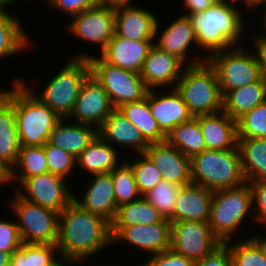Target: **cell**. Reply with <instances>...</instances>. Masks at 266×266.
I'll return each instance as SVG.
<instances>
[{
    "mask_svg": "<svg viewBox=\"0 0 266 266\" xmlns=\"http://www.w3.org/2000/svg\"><path fill=\"white\" fill-rule=\"evenodd\" d=\"M253 44H255V53L259 62V67L261 71L262 79L266 82V42L260 38L257 34L255 38L252 39Z\"/></svg>",
    "mask_w": 266,
    "mask_h": 266,
    "instance_id": "48",
    "label": "cell"
},
{
    "mask_svg": "<svg viewBox=\"0 0 266 266\" xmlns=\"http://www.w3.org/2000/svg\"><path fill=\"white\" fill-rule=\"evenodd\" d=\"M118 110L149 143L166 140L167 136L160 130L157 120L151 114L147 94L142 100L124 104Z\"/></svg>",
    "mask_w": 266,
    "mask_h": 266,
    "instance_id": "31",
    "label": "cell"
},
{
    "mask_svg": "<svg viewBox=\"0 0 266 266\" xmlns=\"http://www.w3.org/2000/svg\"><path fill=\"white\" fill-rule=\"evenodd\" d=\"M66 262H73V261H70V260H66V259H60L54 266H67L66 265ZM65 263V264H64Z\"/></svg>",
    "mask_w": 266,
    "mask_h": 266,
    "instance_id": "56",
    "label": "cell"
},
{
    "mask_svg": "<svg viewBox=\"0 0 266 266\" xmlns=\"http://www.w3.org/2000/svg\"><path fill=\"white\" fill-rule=\"evenodd\" d=\"M93 181H88V186L84 194V198L74 195V202L83 210L99 215L109 221H113L117 204L114 193V185L110 172L93 174Z\"/></svg>",
    "mask_w": 266,
    "mask_h": 266,
    "instance_id": "21",
    "label": "cell"
},
{
    "mask_svg": "<svg viewBox=\"0 0 266 266\" xmlns=\"http://www.w3.org/2000/svg\"><path fill=\"white\" fill-rule=\"evenodd\" d=\"M155 40H129L116 33L100 54L108 64L132 72L141 73L144 61Z\"/></svg>",
    "mask_w": 266,
    "mask_h": 266,
    "instance_id": "18",
    "label": "cell"
},
{
    "mask_svg": "<svg viewBox=\"0 0 266 266\" xmlns=\"http://www.w3.org/2000/svg\"><path fill=\"white\" fill-rule=\"evenodd\" d=\"M127 161V162H126ZM111 171L117 207L138 200V192L131 164L128 160Z\"/></svg>",
    "mask_w": 266,
    "mask_h": 266,
    "instance_id": "37",
    "label": "cell"
},
{
    "mask_svg": "<svg viewBox=\"0 0 266 266\" xmlns=\"http://www.w3.org/2000/svg\"><path fill=\"white\" fill-rule=\"evenodd\" d=\"M194 266H233L229 248L222 243L211 254L196 260Z\"/></svg>",
    "mask_w": 266,
    "mask_h": 266,
    "instance_id": "47",
    "label": "cell"
},
{
    "mask_svg": "<svg viewBox=\"0 0 266 266\" xmlns=\"http://www.w3.org/2000/svg\"><path fill=\"white\" fill-rule=\"evenodd\" d=\"M221 244L208 222H171L170 249L186 258L193 261L202 259Z\"/></svg>",
    "mask_w": 266,
    "mask_h": 266,
    "instance_id": "11",
    "label": "cell"
},
{
    "mask_svg": "<svg viewBox=\"0 0 266 266\" xmlns=\"http://www.w3.org/2000/svg\"><path fill=\"white\" fill-rule=\"evenodd\" d=\"M230 241L224 244L229 248L233 266H266V255L262 245L253 237L239 241Z\"/></svg>",
    "mask_w": 266,
    "mask_h": 266,
    "instance_id": "38",
    "label": "cell"
},
{
    "mask_svg": "<svg viewBox=\"0 0 266 266\" xmlns=\"http://www.w3.org/2000/svg\"><path fill=\"white\" fill-rule=\"evenodd\" d=\"M213 192L190 183L182 186L174 207V222H208Z\"/></svg>",
    "mask_w": 266,
    "mask_h": 266,
    "instance_id": "24",
    "label": "cell"
},
{
    "mask_svg": "<svg viewBox=\"0 0 266 266\" xmlns=\"http://www.w3.org/2000/svg\"><path fill=\"white\" fill-rule=\"evenodd\" d=\"M112 245L111 223L74 200L59 213L57 248L62 259L83 262Z\"/></svg>",
    "mask_w": 266,
    "mask_h": 266,
    "instance_id": "1",
    "label": "cell"
},
{
    "mask_svg": "<svg viewBox=\"0 0 266 266\" xmlns=\"http://www.w3.org/2000/svg\"><path fill=\"white\" fill-rule=\"evenodd\" d=\"M191 42L197 45L196 35L191 25V21L186 15L178 17L175 21H172L159 35V40L154 42V45L169 54L175 55L182 60L186 65H195L208 60V57L192 56L191 60L187 58V50ZM202 57V58H200ZM188 64H187V63Z\"/></svg>",
    "mask_w": 266,
    "mask_h": 266,
    "instance_id": "22",
    "label": "cell"
},
{
    "mask_svg": "<svg viewBox=\"0 0 266 266\" xmlns=\"http://www.w3.org/2000/svg\"><path fill=\"white\" fill-rule=\"evenodd\" d=\"M253 206L251 186L247 182L236 188L214 191L208 219L213 234L222 243L231 241Z\"/></svg>",
    "mask_w": 266,
    "mask_h": 266,
    "instance_id": "6",
    "label": "cell"
},
{
    "mask_svg": "<svg viewBox=\"0 0 266 266\" xmlns=\"http://www.w3.org/2000/svg\"><path fill=\"white\" fill-rule=\"evenodd\" d=\"M44 151L48 163V172L67 180L66 178L75 168L77 159L67 151L48 142L44 145Z\"/></svg>",
    "mask_w": 266,
    "mask_h": 266,
    "instance_id": "42",
    "label": "cell"
},
{
    "mask_svg": "<svg viewBox=\"0 0 266 266\" xmlns=\"http://www.w3.org/2000/svg\"><path fill=\"white\" fill-rule=\"evenodd\" d=\"M181 187V185L162 180L152 190L143 195V197L148 203L152 204L165 219L174 222V207L176 197Z\"/></svg>",
    "mask_w": 266,
    "mask_h": 266,
    "instance_id": "39",
    "label": "cell"
},
{
    "mask_svg": "<svg viewBox=\"0 0 266 266\" xmlns=\"http://www.w3.org/2000/svg\"><path fill=\"white\" fill-rule=\"evenodd\" d=\"M242 46H234L208 57L215 68L222 95L238 87H244L262 79L256 53Z\"/></svg>",
    "mask_w": 266,
    "mask_h": 266,
    "instance_id": "10",
    "label": "cell"
},
{
    "mask_svg": "<svg viewBox=\"0 0 266 266\" xmlns=\"http://www.w3.org/2000/svg\"><path fill=\"white\" fill-rule=\"evenodd\" d=\"M263 4H265L264 6H266V0H264L260 5L263 6Z\"/></svg>",
    "mask_w": 266,
    "mask_h": 266,
    "instance_id": "59",
    "label": "cell"
},
{
    "mask_svg": "<svg viewBox=\"0 0 266 266\" xmlns=\"http://www.w3.org/2000/svg\"><path fill=\"white\" fill-rule=\"evenodd\" d=\"M18 167L20 169H18ZM16 168V170L14 169ZM18 169V170H17ZM19 171V172H18ZM48 172V163L43 146H20L18 159L13 168L6 174V183L19 181Z\"/></svg>",
    "mask_w": 266,
    "mask_h": 266,
    "instance_id": "32",
    "label": "cell"
},
{
    "mask_svg": "<svg viewBox=\"0 0 266 266\" xmlns=\"http://www.w3.org/2000/svg\"><path fill=\"white\" fill-rule=\"evenodd\" d=\"M163 219L158 210L141 196L136 201L118 207L111 226L153 224Z\"/></svg>",
    "mask_w": 266,
    "mask_h": 266,
    "instance_id": "35",
    "label": "cell"
},
{
    "mask_svg": "<svg viewBox=\"0 0 266 266\" xmlns=\"http://www.w3.org/2000/svg\"><path fill=\"white\" fill-rule=\"evenodd\" d=\"M237 138H266V101L237 120Z\"/></svg>",
    "mask_w": 266,
    "mask_h": 266,
    "instance_id": "40",
    "label": "cell"
},
{
    "mask_svg": "<svg viewBox=\"0 0 266 266\" xmlns=\"http://www.w3.org/2000/svg\"><path fill=\"white\" fill-rule=\"evenodd\" d=\"M230 1H237V0H230ZM245 4L244 5H247V0H244Z\"/></svg>",
    "mask_w": 266,
    "mask_h": 266,
    "instance_id": "60",
    "label": "cell"
},
{
    "mask_svg": "<svg viewBox=\"0 0 266 266\" xmlns=\"http://www.w3.org/2000/svg\"><path fill=\"white\" fill-rule=\"evenodd\" d=\"M57 253L56 245L22 243L11 255L10 266H54L61 259Z\"/></svg>",
    "mask_w": 266,
    "mask_h": 266,
    "instance_id": "36",
    "label": "cell"
},
{
    "mask_svg": "<svg viewBox=\"0 0 266 266\" xmlns=\"http://www.w3.org/2000/svg\"><path fill=\"white\" fill-rule=\"evenodd\" d=\"M253 237L262 245L266 255V237L263 238L259 235H254Z\"/></svg>",
    "mask_w": 266,
    "mask_h": 266,
    "instance_id": "52",
    "label": "cell"
},
{
    "mask_svg": "<svg viewBox=\"0 0 266 266\" xmlns=\"http://www.w3.org/2000/svg\"><path fill=\"white\" fill-rule=\"evenodd\" d=\"M98 136L111 146L113 144L133 147L136 153L141 154L150 143L142 133L134 127L118 109H114L98 128Z\"/></svg>",
    "mask_w": 266,
    "mask_h": 266,
    "instance_id": "26",
    "label": "cell"
},
{
    "mask_svg": "<svg viewBox=\"0 0 266 266\" xmlns=\"http://www.w3.org/2000/svg\"><path fill=\"white\" fill-rule=\"evenodd\" d=\"M114 109L107 92L91 74L83 83L68 118L98 129Z\"/></svg>",
    "mask_w": 266,
    "mask_h": 266,
    "instance_id": "15",
    "label": "cell"
},
{
    "mask_svg": "<svg viewBox=\"0 0 266 266\" xmlns=\"http://www.w3.org/2000/svg\"><path fill=\"white\" fill-rule=\"evenodd\" d=\"M47 4H50L65 12L69 17L81 13L82 11L93 8L100 4V0H45Z\"/></svg>",
    "mask_w": 266,
    "mask_h": 266,
    "instance_id": "46",
    "label": "cell"
},
{
    "mask_svg": "<svg viewBox=\"0 0 266 266\" xmlns=\"http://www.w3.org/2000/svg\"><path fill=\"white\" fill-rule=\"evenodd\" d=\"M166 140L189 158L206 149L205 139L196 117L176 125Z\"/></svg>",
    "mask_w": 266,
    "mask_h": 266,
    "instance_id": "34",
    "label": "cell"
},
{
    "mask_svg": "<svg viewBox=\"0 0 266 266\" xmlns=\"http://www.w3.org/2000/svg\"><path fill=\"white\" fill-rule=\"evenodd\" d=\"M19 22L9 11H0V59L18 55L31 46V41Z\"/></svg>",
    "mask_w": 266,
    "mask_h": 266,
    "instance_id": "33",
    "label": "cell"
},
{
    "mask_svg": "<svg viewBox=\"0 0 266 266\" xmlns=\"http://www.w3.org/2000/svg\"><path fill=\"white\" fill-rule=\"evenodd\" d=\"M175 89L193 117L223 110V95L215 68L205 61L186 65Z\"/></svg>",
    "mask_w": 266,
    "mask_h": 266,
    "instance_id": "5",
    "label": "cell"
},
{
    "mask_svg": "<svg viewBox=\"0 0 266 266\" xmlns=\"http://www.w3.org/2000/svg\"><path fill=\"white\" fill-rule=\"evenodd\" d=\"M11 253L0 251V266H10Z\"/></svg>",
    "mask_w": 266,
    "mask_h": 266,
    "instance_id": "51",
    "label": "cell"
},
{
    "mask_svg": "<svg viewBox=\"0 0 266 266\" xmlns=\"http://www.w3.org/2000/svg\"><path fill=\"white\" fill-rule=\"evenodd\" d=\"M116 149L97 136L76 158L77 163L80 168L92 175L111 172L119 165V152Z\"/></svg>",
    "mask_w": 266,
    "mask_h": 266,
    "instance_id": "30",
    "label": "cell"
},
{
    "mask_svg": "<svg viewBox=\"0 0 266 266\" xmlns=\"http://www.w3.org/2000/svg\"><path fill=\"white\" fill-rule=\"evenodd\" d=\"M149 10L130 5L115 7V33L129 40H154L159 34L158 19Z\"/></svg>",
    "mask_w": 266,
    "mask_h": 266,
    "instance_id": "17",
    "label": "cell"
},
{
    "mask_svg": "<svg viewBox=\"0 0 266 266\" xmlns=\"http://www.w3.org/2000/svg\"><path fill=\"white\" fill-rule=\"evenodd\" d=\"M144 154L161 172L163 181L181 186L192 183L190 158L182 154L167 140L150 143Z\"/></svg>",
    "mask_w": 266,
    "mask_h": 266,
    "instance_id": "16",
    "label": "cell"
},
{
    "mask_svg": "<svg viewBox=\"0 0 266 266\" xmlns=\"http://www.w3.org/2000/svg\"><path fill=\"white\" fill-rule=\"evenodd\" d=\"M263 15H264V17H265V18H264V21L262 22L263 25H264V26H263V27H264V28H263L264 30L260 31V32H262L263 34L260 35V33H259L258 36H266V12H265V14H263ZM264 33H265V34H264Z\"/></svg>",
    "mask_w": 266,
    "mask_h": 266,
    "instance_id": "57",
    "label": "cell"
},
{
    "mask_svg": "<svg viewBox=\"0 0 266 266\" xmlns=\"http://www.w3.org/2000/svg\"><path fill=\"white\" fill-rule=\"evenodd\" d=\"M6 185V174L0 169V186Z\"/></svg>",
    "mask_w": 266,
    "mask_h": 266,
    "instance_id": "55",
    "label": "cell"
},
{
    "mask_svg": "<svg viewBox=\"0 0 266 266\" xmlns=\"http://www.w3.org/2000/svg\"><path fill=\"white\" fill-rule=\"evenodd\" d=\"M190 167L192 183L212 192L246 183L237 146L221 151L205 149L190 158Z\"/></svg>",
    "mask_w": 266,
    "mask_h": 266,
    "instance_id": "4",
    "label": "cell"
},
{
    "mask_svg": "<svg viewBox=\"0 0 266 266\" xmlns=\"http://www.w3.org/2000/svg\"><path fill=\"white\" fill-rule=\"evenodd\" d=\"M20 146L14 104L0 89V169L5 174L16 164Z\"/></svg>",
    "mask_w": 266,
    "mask_h": 266,
    "instance_id": "23",
    "label": "cell"
},
{
    "mask_svg": "<svg viewBox=\"0 0 266 266\" xmlns=\"http://www.w3.org/2000/svg\"><path fill=\"white\" fill-rule=\"evenodd\" d=\"M22 245L16 222L0 220V251L13 254Z\"/></svg>",
    "mask_w": 266,
    "mask_h": 266,
    "instance_id": "43",
    "label": "cell"
},
{
    "mask_svg": "<svg viewBox=\"0 0 266 266\" xmlns=\"http://www.w3.org/2000/svg\"><path fill=\"white\" fill-rule=\"evenodd\" d=\"M264 0H247V6L248 7H258Z\"/></svg>",
    "mask_w": 266,
    "mask_h": 266,
    "instance_id": "53",
    "label": "cell"
},
{
    "mask_svg": "<svg viewBox=\"0 0 266 266\" xmlns=\"http://www.w3.org/2000/svg\"><path fill=\"white\" fill-rule=\"evenodd\" d=\"M12 3H13L12 0H0V11H6L5 7Z\"/></svg>",
    "mask_w": 266,
    "mask_h": 266,
    "instance_id": "54",
    "label": "cell"
},
{
    "mask_svg": "<svg viewBox=\"0 0 266 266\" xmlns=\"http://www.w3.org/2000/svg\"><path fill=\"white\" fill-rule=\"evenodd\" d=\"M91 75L88 59H70L48 82L39 94H35L61 118L72 113L85 80Z\"/></svg>",
    "mask_w": 266,
    "mask_h": 266,
    "instance_id": "7",
    "label": "cell"
},
{
    "mask_svg": "<svg viewBox=\"0 0 266 266\" xmlns=\"http://www.w3.org/2000/svg\"><path fill=\"white\" fill-rule=\"evenodd\" d=\"M23 80L15 79L12 89L2 92L13 102L21 146H43L62 119L45 105Z\"/></svg>",
    "mask_w": 266,
    "mask_h": 266,
    "instance_id": "3",
    "label": "cell"
},
{
    "mask_svg": "<svg viewBox=\"0 0 266 266\" xmlns=\"http://www.w3.org/2000/svg\"><path fill=\"white\" fill-rule=\"evenodd\" d=\"M184 65L186 66L175 55L164 52L153 45L144 61L140 76L148 89H154V87L158 89L170 84L173 86V83L175 85L172 88H175L184 71L182 69Z\"/></svg>",
    "mask_w": 266,
    "mask_h": 266,
    "instance_id": "19",
    "label": "cell"
},
{
    "mask_svg": "<svg viewBox=\"0 0 266 266\" xmlns=\"http://www.w3.org/2000/svg\"><path fill=\"white\" fill-rule=\"evenodd\" d=\"M252 191V201L256 203L253 211L255 215L252 216V219L258 223H265L266 226V181H255L249 182Z\"/></svg>",
    "mask_w": 266,
    "mask_h": 266,
    "instance_id": "45",
    "label": "cell"
},
{
    "mask_svg": "<svg viewBox=\"0 0 266 266\" xmlns=\"http://www.w3.org/2000/svg\"><path fill=\"white\" fill-rule=\"evenodd\" d=\"M194 262L192 259L169 249L150 256L149 260L141 266H194Z\"/></svg>",
    "mask_w": 266,
    "mask_h": 266,
    "instance_id": "44",
    "label": "cell"
},
{
    "mask_svg": "<svg viewBox=\"0 0 266 266\" xmlns=\"http://www.w3.org/2000/svg\"><path fill=\"white\" fill-rule=\"evenodd\" d=\"M10 208L15 213V217L18 218L16 224L22 243L57 244L58 212L31 203L16 192L10 200Z\"/></svg>",
    "mask_w": 266,
    "mask_h": 266,
    "instance_id": "9",
    "label": "cell"
},
{
    "mask_svg": "<svg viewBox=\"0 0 266 266\" xmlns=\"http://www.w3.org/2000/svg\"><path fill=\"white\" fill-rule=\"evenodd\" d=\"M259 37L262 38L266 42V36H259Z\"/></svg>",
    "mask_w": 266,
    "mask_h": 266,
    "instance_id": "58",
    "label": "cell"
},
{
    "mask_svg": "<svg viewBox=\"0 0 266 266\" xmlns=\"http://www.w3.org/2000/svg\"><path fill=\"white\" fill-rule=\"evenodd\" d=\"M131 164L136 186L141 196L152 190L158 183L163 180L161 172L144 154H139Z\"/></svg>",
    "mask_w": 266,
    "mask_h": 266,
    "instance_id": "41",
    "label": "cell"
},
{
    "mask_svg": "<svg viewBox=\"0 0 266 266\" xmlns=\"http://www.w3.org/2000/svg\"><path fill=\"white\" fill-rule=\"evenodd\" d=\"M73 59H88L92 76L102 85L115 109L146 97L148 88L137 72L106 63L101 57L80 54Z\"/></svg>",
    "mask_w": 266,
    "mask_h": 266,
    "instance_id": "8",
    "label": "cell"
},
{
    "mask_svg": "<svg viewBox=\"0 0 266 266\" xmlns=\"http://www.w3.org/2000/svg\"><path fill=\"white\" fill-rule=\"evenodd\" d=\"M71 20V24H68L70 33L90 44H100L101 53L114 36L115 7L100 3L98 6L72 16Z\"/></svg>",
    "mask_w": 266,
    "mask_h": 266,
    "instance_id": "13",
    "label": "cell"
},
{
    "mask_svg": "<svg viewBox=\"0 0 266 266\" xmlns=\"http://www.w3.org/2000/svg\"><path fill=\"white\" fill-rule=\"evenodd\" d=\"M155 90L149 89L147 92L149 108L160 130L167 136L176 125L191 120L193 115L175 88L161 96Z\"/></svg>",
    "mask_w": 266,
    "mask_h": 266,
    "instance_id": "20",
    "label": "cell"
},
{
    "mask_svg": "<svg viewBox=\"0 0 266 266\" xmlns=\"http://www.w3.org/2000/svg\"><path fill=\"white\" fill-rule=\"evenodd\" d=\"M19 185L23 191L20 188L14 190L20 197L58 213L74 200V193L69 191L66 180L50 172L26 178Z\"/></svg>",
    "mask_w": 266,
    "mask_h": 266,
    "instance_id": "12",
    "label": "cell"
},
{
    "mask_svg": "<svg viewBox=\"0 0 266 266\" xmlns=\"http://www.w3.org/2000/svg\"><path fill=\"white\" fill-rule=\"evenodd\" d=\"M266 101V82L261 79L228 91L223 96V112L237 121L248 111Z\"/></svg>",
    "mask_w": 266,
    "mask_h": 266,
    "instance_id": "28",
    "label": "cell"
},
{
    "mask_svg": "<svg viewBox=\"0 0 266 266\" xmlns=\"http://www.w3.org/2000/svg\"><path fill=\"white\" fill-rule=\"evenodd\" d=\"M231 2L219 0L203 12L186 15L194 29L197 45L210 51L207 57L230 49L241 40L245 27L244 17L233 6L235 1Z\"/></svg>",
    "mask_w": 266,
    "mask_h": 266,
    "instance_id": "2",
    "label": "cell"
},
{
    "mask_svg": "<svg viewBox=\"0 0 266 266\" xmlns=\"http://www.w3.org/2000/svg\"><path fill=\"white\" fill-rule=\"evenodd\" d=\"M112 245L131 244L152 255L170 249L171 221L163 219L153 224L111 226Z\"/></svg>",
    "mask_w": 266,
    "mask_h": 266,
    "instance_id": "14",
    "label": "cell"
},
{
    "mask_svg": "<svg viewBox=\"0 0 266 266\" xmlns=\"http://www.w3.org/2000/svg\"><path fill=\"white\" fill-rule=\"evenodd\" d=\"M67 120L69 121L68 118H62L58 122L49 136L48 143L77 158L98 136V129L78 122L64 123Z\"/></svg>",
    "mask_w": 266,
    "mask_h": 266,
    "instance_id": "27",
    "label": "cell"
},
{
    "mask_svg": "<svg viewBox=\"0 0 266 266\" xmlns=\"http://www.w3.org/2000/svg\"><path fill=\"white\" fill-rule=\"evenodd\" d=\"M219 0H183L184 9L187 10L185 14L190 15L193 13H200L208 9ZM189 11V12H188Z\"/></svg>",
    "mask_w": 266,
    "mask_h": 266,
    "instance_id": "49",
    "label": "cell"
},
{
    "mask_svg": "<svg viewBox=\"0 0 266 266\" xmlns=\"http://www.w3.org/2000/svg\"><path fill=\"white\" fill-rule=\"evenodd\" d=\"M206 149L231 150L237 146V121L223 111L196 116Z\"/></svg>",
    "mask_w": 266,
    "mask_h": 266,
    "instance_id": "25",
    "label": "cell"
},
{
    "mask_svg": "<svg viewBox=\"0 0 266 266\" xmlns=\"http://www.w3.org/2000/svg\"><path fill=\"white\" fill-rule=\"evenodd\" d=\"M246 182L266 181V138H238Z\"/></svg>",
    "mask_w": 266,
    "mask_h": 266,
    "instance_id": "29",
    "label": "cell"
},
{
    "mask_svg": "<svg viewBox=\"0 0 266 266\" xmlns=\"http://www.w3.org/2000/svg\"><path fill=\"white\" fill-rule=\"evenodd\" d=\"M100 3L106 6L116 7L121 5H130L132 0H100Z\"/></svg>",
    "mask_w": 266,
    "mask_h": 266,
    "instance_id": "50",
    "label": "cell"
}]
</instances>
